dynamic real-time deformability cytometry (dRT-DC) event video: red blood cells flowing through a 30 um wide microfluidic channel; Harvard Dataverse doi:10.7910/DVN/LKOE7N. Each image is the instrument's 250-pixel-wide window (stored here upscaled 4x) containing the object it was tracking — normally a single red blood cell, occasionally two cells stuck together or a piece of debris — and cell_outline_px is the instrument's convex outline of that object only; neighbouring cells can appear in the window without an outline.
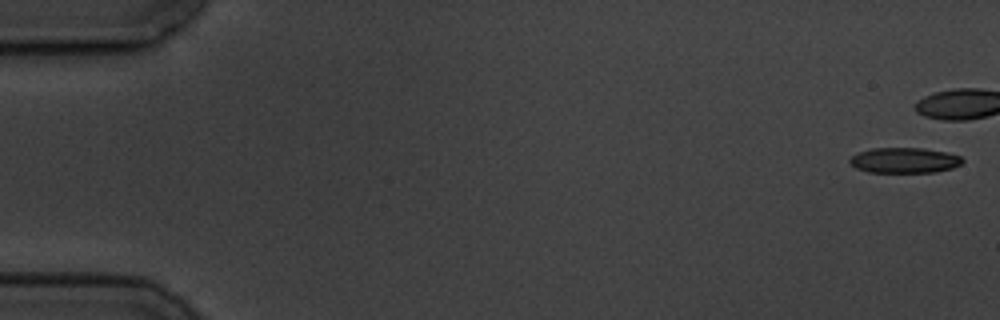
{"species": "common noctule bat (a hibernating species)", "species_latin": "Nyctalus noctula", "temperature_condition": "cold", "stored_images_in_passage": 12, "camera_frame_rate_fps": 3000, "um_per_image_px": 0.085, "animal": {"sex": "male", "body_mass_g": 19.5, "forearm_length_mm": 54.6}, "frame": {"image": 1, "passage_image": 1, "time_ms": 0.0, "image_size_px": [1000, 320], "cell_outline_px": [[964, 160], [960, 164], [952, 168], [936, 172], [868, 172], [856, 168], [848, 160], [852, 156], [860, 152], [872, 148], [924, 148], [948, 152], [960, 156]], "centroid_in_image_um": [76.9, 13.62], "position_along_channel_um": 8.1, "area_um2": 16.65}}
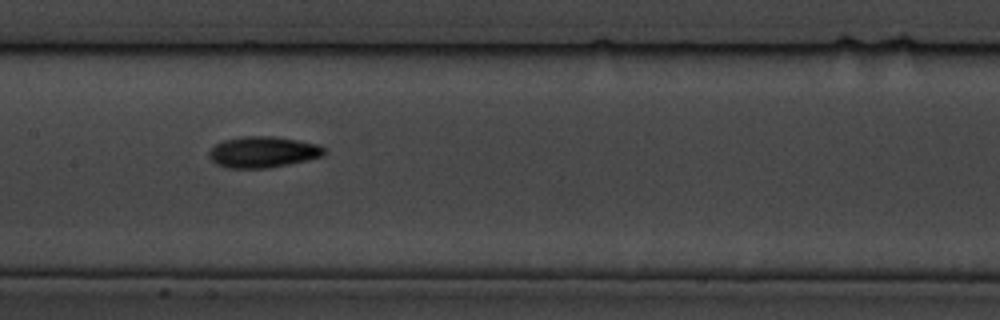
{"frame": {"image": 2, "passage_image": 9, "time_ms": 10.0, "image_size_px": [1000, 320], "cell_outline_px": [[324, 152], [320, 156], [308, 160], [268, 168], [224, 168], [216, 164], [208, 156], [208, 152], [216, 144], [224, 140], [244, 136], [272, 136], [320, 144], [324, 148]], "centroid_in_image_um": [22.32, 12.93], "position_along_channel_um": 185.1, "area_um2": 20.81}}
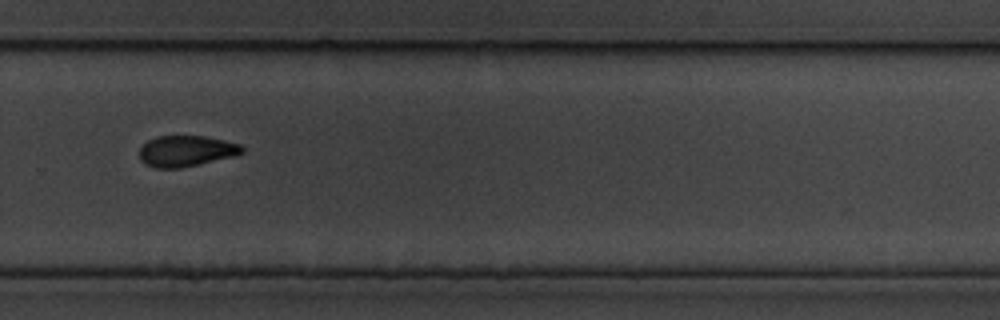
{"frame": {"image": 3, "passage_image": 12, "time_ms": 13.667, "image_size_px": [1000, 320], "cell_outline_px": [[244, 152], [236, 156], [180, 168], [156, 168], [144, 164], [140, 160], [140, 148], [148, 140], [156, 136], [204, 136], [224, 140], [240, 144], [244, 148]], "centroid_in_image_um": [15.83, 12.84], "position_along_channel_um": 314.0, "area_um2": 18.61}}